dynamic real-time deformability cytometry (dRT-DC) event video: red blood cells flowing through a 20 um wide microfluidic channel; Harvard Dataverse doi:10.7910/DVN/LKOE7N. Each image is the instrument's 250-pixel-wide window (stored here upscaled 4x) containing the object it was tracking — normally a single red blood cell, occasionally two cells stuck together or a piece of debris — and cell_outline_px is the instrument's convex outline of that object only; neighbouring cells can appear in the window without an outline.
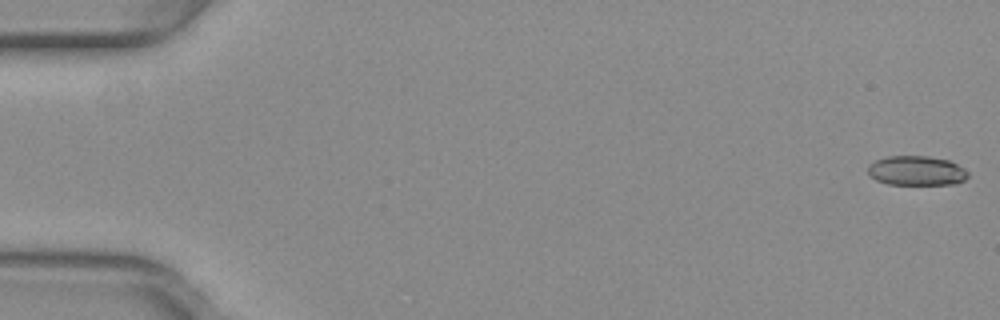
{"species": "common noctule bat (a hibernating species)", "species_latin": "Nyctalus noctula", "temperature_condition": "warm", "stored_images_in_passage": 53, "camera_frame_rate_fps": 3000, "um_per_image_px": 0.085, "animal": {"sex": "female", "body_mass_g": 29.2, "forearm_length_mm": 56.3}, "frame": {"image": 1, "passage_image": 1, "time_ms": 0.0, "image_size_px": [1000, 320], "cell_outline_px": [[968, 176], [964, 180], [956, 184], [888, 184], [876, 180], [868, 172], [868, 164], [876, 160], [888, 156], [928, 156], [948, 160], [964, 168], [968, 172]], "centroid_in_image_um": [77.91, 14.51], "position_along_channel_um": 7.1, "area_um2": 17.17}}
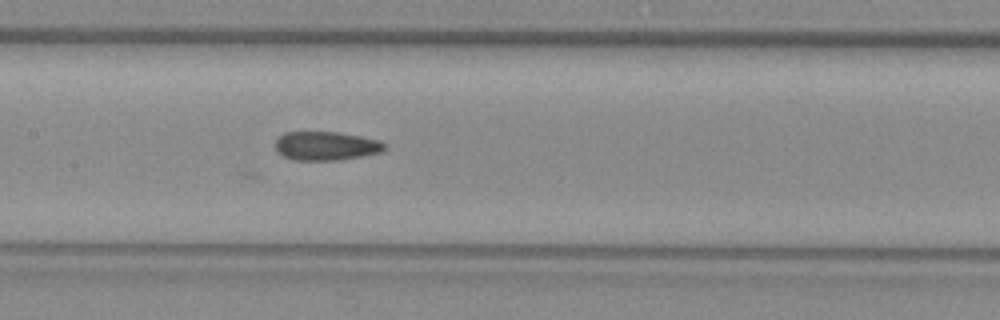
{"frame": {"image": 2, "passage_image": 26, "time_ms": 8.333, "image_size_px": [1000, 320], "cell_outline_px": [[384, 148], [380, 152], [340, 160], [292, 160], [276, 152], [276, 140], [284, 132], [340, 132], [380, 140], [384, 144]], "centroid_in_image_um": [27.68, 12.4], "position_along_channel_um": 179.7, "area_um2": 18.26}}
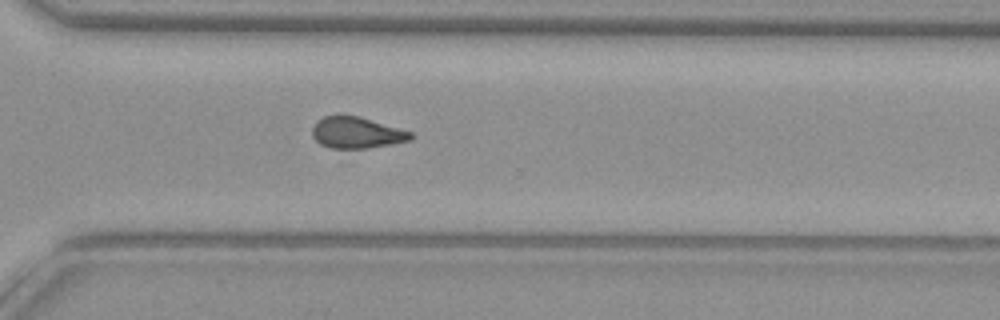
{"frame": {"image": 3, "passage_image": 38, "time_ms": 12.333, "image_size_px": [1000, 320], "cell_outline_px": [[412, 140], [368, 148], [332, 148], [320, 144], [312, 136], [312, 128], [316, 120], [324, 116], [340, 112], [360, 116], [412, 132]], "centroid_in_image_um": [30.26, 11.23], "position_along_channel_um": 340.3, "area_um2": 18.38}, "authors_computed_cell_mechanics": {"area_um2": 17.34, "velocity_mm_per_s": 4.0082, "shape_relaxation_time_tau1_ms": null, "shape_relaxation_time_tau2_ms": 1.7472, "deformation_change_tau1": null, "deformation_change_tau2": 0.0981}}